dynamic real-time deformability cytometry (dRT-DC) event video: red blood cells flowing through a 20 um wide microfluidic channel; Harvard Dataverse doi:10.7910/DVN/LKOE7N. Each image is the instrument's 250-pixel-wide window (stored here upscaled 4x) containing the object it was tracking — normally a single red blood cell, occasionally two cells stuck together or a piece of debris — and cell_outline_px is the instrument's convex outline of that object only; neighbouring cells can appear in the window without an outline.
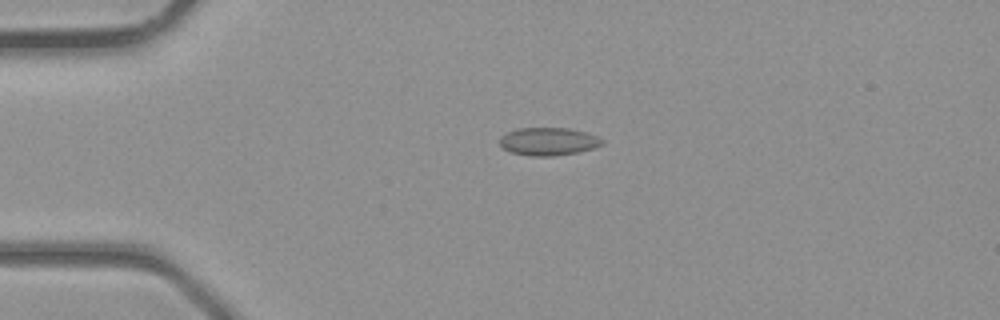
{"species": "common noctule bat (a hibernating species)", "species_latin": "Nyctalus noctula", "temperature_condition": "room temperature", "stored_images_in_passage": 35, "camera_frame_rate_fps": 3000, "um_per_image_px": 0.085, "animal": {"sex": "male", "body_mass_g": 23.1, "forearm_length_mm": 52.7}, "frame": {"image": 1, "passage_image": 5, "time_ms": 1.333, "image_size_px": [1000, 320], "cell_outline_px": [[604, 144], [592, 148], [576, 152], [552, 156], [528, 156], [512, 152], [504, 148], [500, 144], [500, 136], [516, 128], [568, 128], [588, 132], [604, 140]], "centroid_in_image_um": [46.62, 12.01], "position_along_channel_um": 38.4, "area_um2": 16.59}}
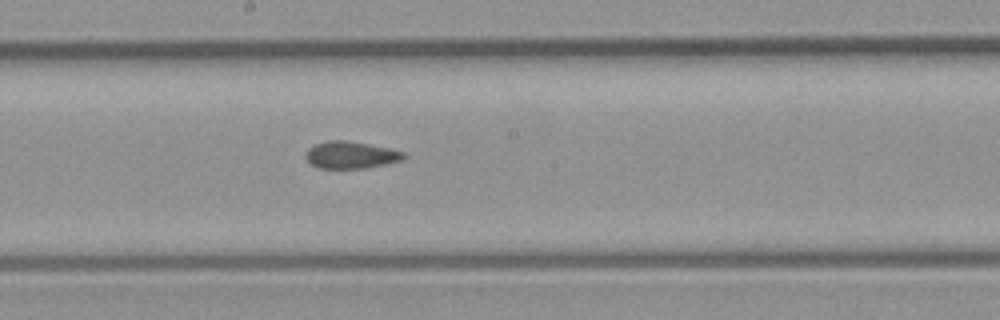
{"frame": {"image": 2, "passage_image": 17, "time_ms": 5.333, "image_size_px": [1000, 320], "cell_outline_px": [[408, 156], [400, 160], [384, 164], [364, 168], [320, 168], [312, 164], [304, 156], [308, 148], [316, 144], [328, 140], [344, 140], [368, 144], [388, 148], [404, 152]], "centroid_in_image_um": [29.8, 13.16], "position_along_channel_um": 218.4, "area_um2": 15.26}}
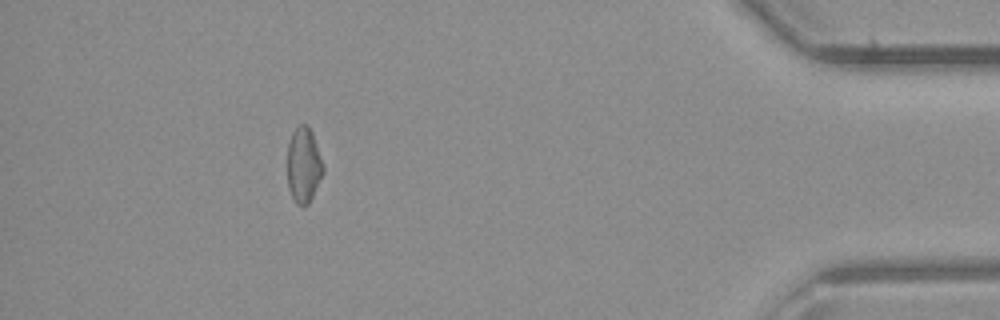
{"frame": {"image": 3, "passage_image": 31, "time_ms": 10.0, "image_size_px": [1000, 320], "cell_outline_px": [[324, 172], [308, 204], [296, 204], [288, 188], [288, 140], [292, 132], [300, 124], [308, 124], [312, 132], [324, 168]], "centroid_in_image_um": [25.8, 14.0], "position_along_channel_um": 409.4, "area_um2": 15.55}}